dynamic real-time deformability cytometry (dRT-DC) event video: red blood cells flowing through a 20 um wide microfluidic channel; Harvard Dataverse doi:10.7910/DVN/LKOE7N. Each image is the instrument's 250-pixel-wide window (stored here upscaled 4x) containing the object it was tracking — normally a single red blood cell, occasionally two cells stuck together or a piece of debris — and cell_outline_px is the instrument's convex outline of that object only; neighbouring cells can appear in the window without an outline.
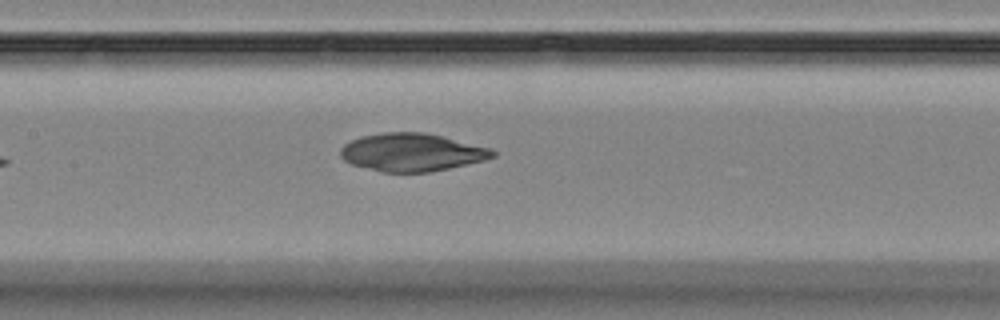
{"species": "Egyptian fruit bat (a non-hibernating species)", "species_latin": "Rousettus aegyptiacus", "temperature_condition": "room temperature", "stored_images_in_passage": 7, "camera_frame_rate_fps": 3000, "um_per_image_px": 0.085, "animal": {"sex": "female"}, "frame": {"image": 1, "passage_image": 7, "time_ms": 9.667, "image_size_px": [1000, 320], "cell_outline_px": [[496, 156], [484, 160], [448, 168], [428, 172], [384, 172], [352, 164], [344, 160], [340, 156], [340, 148], [344, 144], [360, 136], [384, 132], [424, 132], [488, 148], [496, 152]], "centroid_in_image_um": [34.95, 12.94], "position_along_channel_um": 172.4, "area_um2": 33.18}}